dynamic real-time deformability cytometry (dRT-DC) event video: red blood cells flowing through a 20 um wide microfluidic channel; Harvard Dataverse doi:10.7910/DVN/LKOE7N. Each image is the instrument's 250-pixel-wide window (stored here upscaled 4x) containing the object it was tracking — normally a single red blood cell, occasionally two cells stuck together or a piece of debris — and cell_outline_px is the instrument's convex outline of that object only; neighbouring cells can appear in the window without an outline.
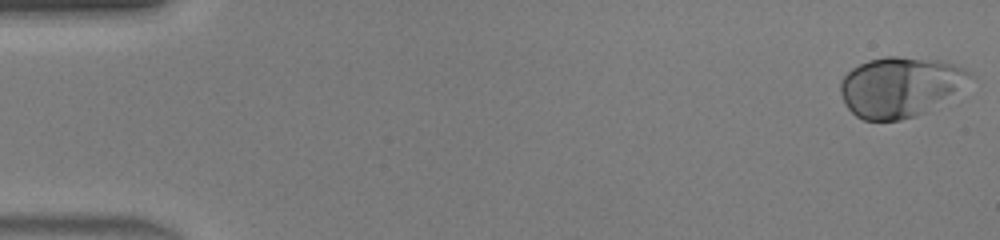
{"species": "human", "species_latin": "Homo sapiens", "temperature_condition": "warm", "stored_images_in_passage": 46, "camera_frame_rate_fps": 3000, "um_per_image_px": 0.085, "donor": {"sex": "male"}, "frame": {"image": 1, "passage_image": 1, "time_ms": 0.0, "image_size_px": [1000, 240], "cell_outline_px": [[976, 76], [928, 112], [916, 116], [900, 120], [864, 120], [856, 116], [844, 104], [840, 92], [840, 80], [852, 68], [868, 60], [888, 56], [896, 56], [940, 60], [964, 68], [972, 72]], "centroid_in_image_um": [76.5, 7.38], "position_along_channel_um": 8.5, "area_um2": 45.37}}
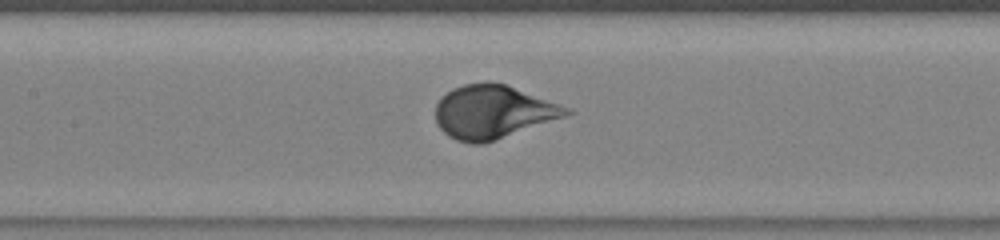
{"frame": {"image": 2, "passage_image": 22, "time_ms": 7.0, "image_size_px": [1000, 240], "cell_outline_px": [[576, 112], [496, 140], [484, 144], [472, 144], [456, 140], [448, 136], [436, 124], [436, 104], [440, 96], [452, 88], [464, 84], [504, 84], [572, 108]], "centroid_in_image_um": [41.89, 9.54], "position_along_channel_um": 165.5, "area_um2": 40.34}}
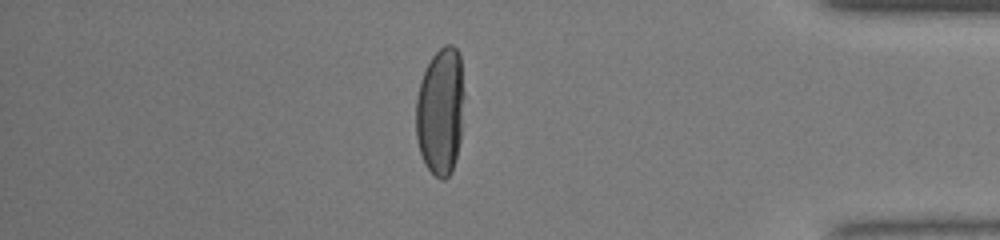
{"frame": {"image": 3, "passage_image": 40, "time_ms": 13.0, "image_size_px": [1000, 240], "cell_outline_px": [[464, 96], [460, 140], [456, 160], [452, 172], [444, 180], [440, 180], [428, 168], [420, 152], [416, 136], [416, 100], [420, 80], [432, 56], [444, 44], [452, 44], [456, 48], [460, 56], [464, 92]], "centroid_in_image_um": [37.45, 9.45], "position_along_channel_um": 397.8, "area_um2": 36.07}}